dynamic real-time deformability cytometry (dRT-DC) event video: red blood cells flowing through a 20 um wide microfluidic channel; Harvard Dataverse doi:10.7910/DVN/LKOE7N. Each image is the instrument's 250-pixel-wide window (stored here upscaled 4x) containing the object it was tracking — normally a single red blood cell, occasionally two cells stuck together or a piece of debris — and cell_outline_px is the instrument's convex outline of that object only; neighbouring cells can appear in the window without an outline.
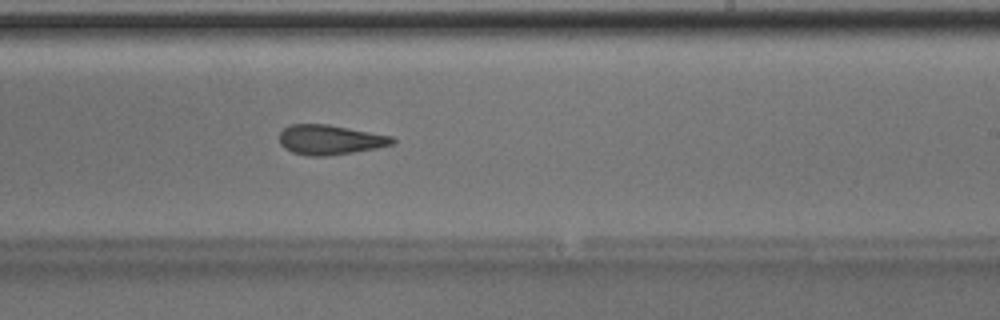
{"species": "Egyptian fruit bat (a non-hibernating species)", "species_latin": "Rousettus aegyptiacus", "temperature_condition": "room temperature", "stored_images_in_passage": 36, "camera_frame_rate_fps": 3000, "um_per_image_px": 0.085, "animal": {"sex": "male"}, "frame": {"image": 1, "passage_image": 21, "time_ms": 6.667, "image_size_px": [1000, 320], "cell_outline_px": [[396, 140], [392, 144], [376, 148], [352, 152], [324, 156], [308, 156], [292, 152], [284, 148], [280, 144], [280, 132], [284, 128], [292, 124], [328, 124], [392, 136]], "centroid_in_image_um": [28.03, 11.87], "position_along_channel_um": 261.0, "area_um2": 19.48}}
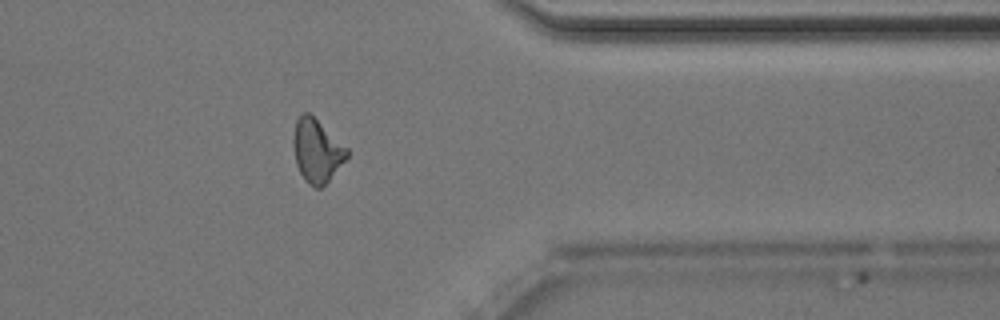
{"frame": {"image": 2, "passage_image": 31, "time_ms": 10.0, "image_size_px": [1000, 320], "cell_outline_px": [[348, 156], [328, 180], [320, 188], [316, 188], [308, 184], [304, 180], [296, 164], [292, 144], [292, 136], [296, 120], [304, 112], [308, 112], [348, 148]], "centroid_in_image_um": [26.9, 12.81], "position_along_channel_um": 384.5, "area_um2": 19.54}}